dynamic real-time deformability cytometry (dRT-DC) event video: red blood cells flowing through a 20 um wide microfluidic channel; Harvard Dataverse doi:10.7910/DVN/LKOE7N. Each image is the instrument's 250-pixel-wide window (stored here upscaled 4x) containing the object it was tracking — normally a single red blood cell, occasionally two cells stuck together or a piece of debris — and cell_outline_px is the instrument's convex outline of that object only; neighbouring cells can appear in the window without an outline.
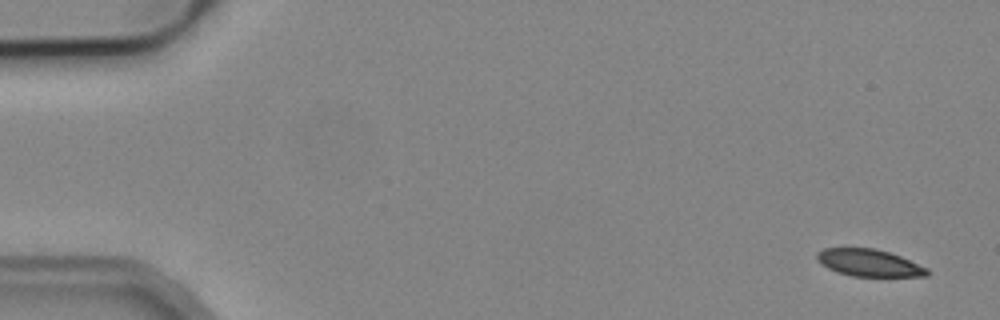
{"species": "common noctule bat (a hibernating species)", "species_latin": "Nyctalus noctula", "temperature_condition": "cold", "stored_images_in_passage": 5, "camera_frame_rate_fps": 3000, "um_per_image_px": 0.085, "animal": {"sex": "male", "body_mass_g": 19.2, "forearm_length_mm": 51.8}, "frame": {"image": 1, "passage_image": 1, "time_ms": 0.0, "image_size_px": [1000, 320], "cell_outline_px": [[932, 272], [928, 276], [852, 276], [836, 272], [820, 264], [816, 260], [816, 252], [824, 248], [876, 248], [900, 256], [928, 268]], "centroid_in_image_um": [73.85, 22.34], "position_along_channel_um": 11.1, "area_um2": 17.57}}
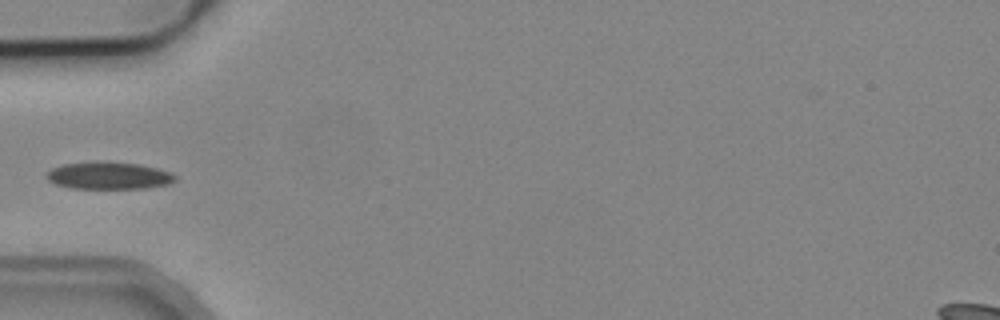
{"frame": {"image": 2, "passage_image": 5, "time_ms": 5.333, "image_size_px": [1000, 320], "cell_outline_px": [[176, 180], [168, 184], [144, 188], [72, 188], [56, 184], [48, 180], [44, 176], [52, 168], [64, 164], [140, 164], [156, 168], [168, 172], [176, 176]], "centroid_in_image_um": [9.25, 14.97], "position_along_channel_um": 75.8, "area_um2": 19.36}}